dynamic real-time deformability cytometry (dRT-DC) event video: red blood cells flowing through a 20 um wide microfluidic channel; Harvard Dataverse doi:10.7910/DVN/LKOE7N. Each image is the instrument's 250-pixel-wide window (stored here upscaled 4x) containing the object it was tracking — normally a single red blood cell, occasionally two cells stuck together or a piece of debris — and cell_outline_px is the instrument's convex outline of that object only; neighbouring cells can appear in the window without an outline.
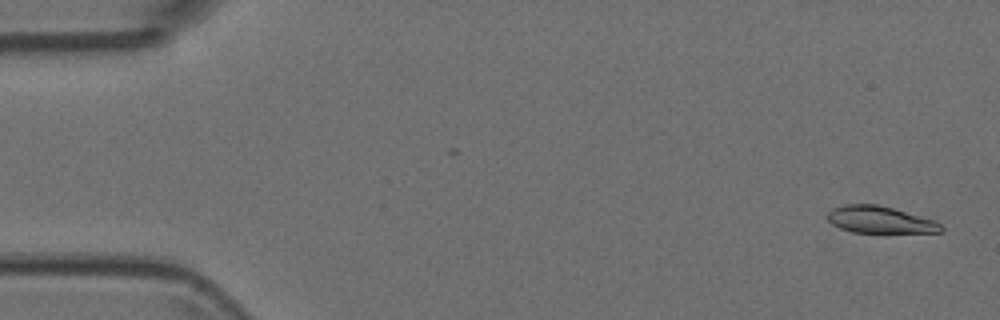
{"species": "Egyptian fruit bat (a non-hibernating species)", "species_latin": "Rousettus aegyptiacus", "temperature_condition": "room temperature", "stored_images_in_passage": 5, "camera_frame_rate_fps": 3000, "um_per_image_px": 0.085, "animal": {"sex": "female"}, "frame": {"image": 1, "passage_image": 1, "time_ms": 0.0, "image_size_px": [1000, 320], "cell_outline_px": [[944, 232], [852, 232], [840, 228], [832, 224], [828, 220], [828, 212], [832, 208], [844, 204], [876, 204], [892, 208], [932, 220], [940, 224], [944, 228]], "centroid_in_image_um": [74.75, 18.67], "position_along_channel_um": 10.2, "area_um2": 17.51}}
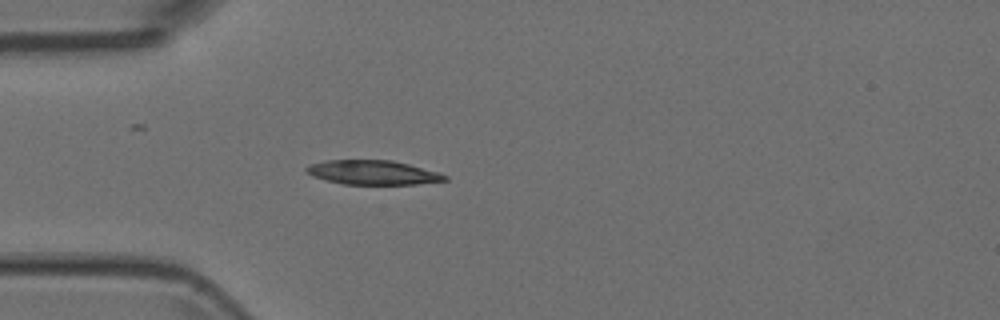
{"frame": {"image": 2, "passage_image": 5, "time_ms": 1.333, "image_size_px": [1000, 320], "cell_outline_px": [[448, 180], [416, 184], [344, 184], [312, 176], [304, 168], [308, 164], [328, 160], [392, 160], [440, 172], [448, 176]], "centroid_in_image_um": [31.71, 14.65], "position_along_channel_um": 53.3, "area_um2": 19.54}}